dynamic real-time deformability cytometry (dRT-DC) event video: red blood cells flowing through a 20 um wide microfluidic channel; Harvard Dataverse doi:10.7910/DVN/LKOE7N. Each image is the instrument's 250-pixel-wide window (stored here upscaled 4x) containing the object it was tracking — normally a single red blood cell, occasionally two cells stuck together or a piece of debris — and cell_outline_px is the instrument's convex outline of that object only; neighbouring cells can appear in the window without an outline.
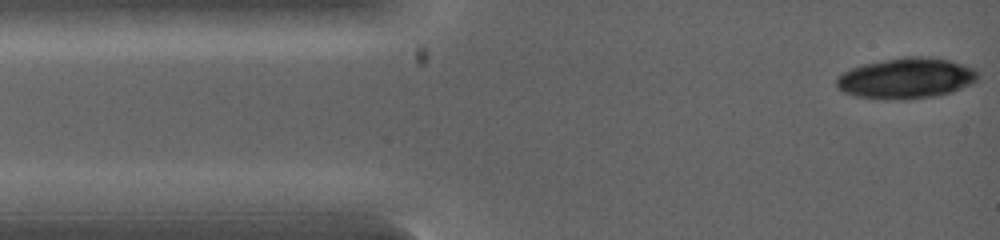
{"species": "common noctule bat (a hibernating species)", "species_latin": "Nyctalus noctula", "temperature_condition": "warm", "stored_images_in_passage": 2, "camera_frame_rate_fps": 5000, "um_per_image_px": 0.085, "animal": {"sex": "female", "body_mass_g": 19.0, "forearm_length_mm": 53.3}, "frame": {"image": 1, "passage_image": 2, "time_ms": 0.6, "image_size_px": [1000, 240], "cell_outline_px": [[980, 76], [976, 80], [952, 92], [932, 96], [904, 100], [856, 96], [844, 92], [836, 88], [836, 76], [852, 68], [864, 64], [904, 56], [924, 56], [948, 60], [972, 68]], "centroid_in_image_um": [76.98, 6.65], "position_along_channel_um": 8.0, "area_um2": 33.12}}